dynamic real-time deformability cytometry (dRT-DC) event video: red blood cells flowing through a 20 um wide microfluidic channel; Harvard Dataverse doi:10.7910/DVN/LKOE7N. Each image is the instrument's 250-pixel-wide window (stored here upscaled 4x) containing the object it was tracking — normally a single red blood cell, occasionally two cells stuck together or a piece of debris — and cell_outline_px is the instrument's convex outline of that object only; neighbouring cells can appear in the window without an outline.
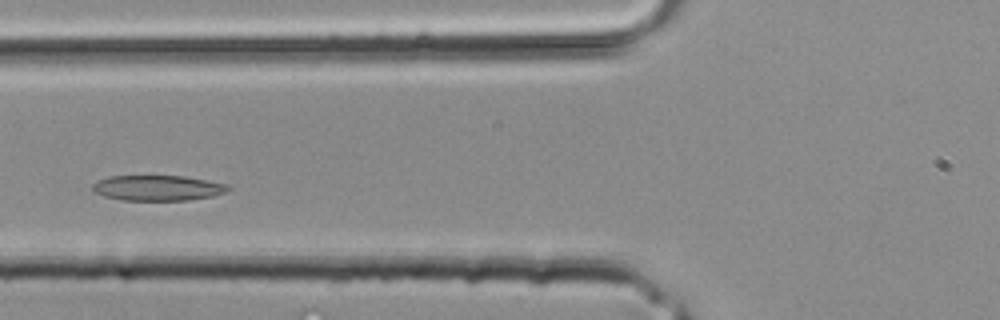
{"species": "common noctule bat (a hibernating species)", "species_latin": "Nyctalus noctula", "temperature_condition": "room temperature", "stored_images_in_passage": 28, "camera_frame_rate_fps": 3000, "um_per_image_px": 0.085, "animal": {"sex": "male", "body_mass_g": 20.4}, "frame": {"image": 1, "passage_image": 8, "time_ms": 2.333, "image_size_px": [1000, 320], "cell_outline_px": [[232, 188], [228, 192], [212, 196], [188, 200], [120, 200], [104, 196], [92, 192], [92, 184], [96, 180], [108, 176], [184, 176], [228, 184]], "centroid_in_image_um": [13.39, 15.97], "position_along_channel_um": 112.4, "area_um2": 20.29}}
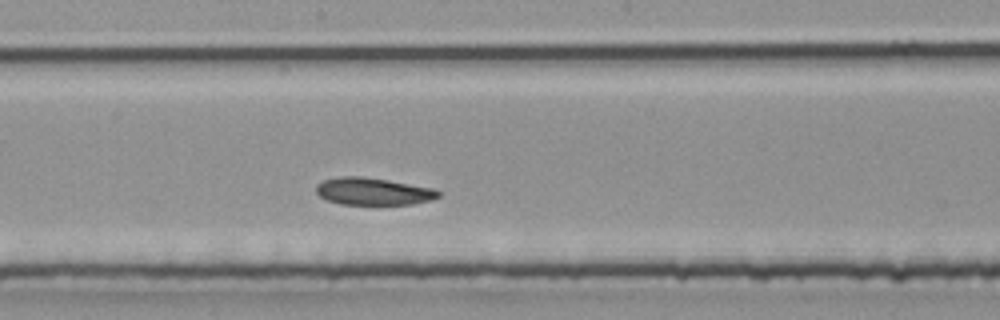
{"frame": {"image": 2, "passage_image": 13, "time_ms": 4.0, "image_size_px": [1000, 320], "cell_outline_px": [[440, 196], [432, 200], [412, 204], [340, 204], [328, 200], [320, 196], [316, 192], [316, 184], [320, 180], [340, 176], [360, 176], [388, 180], [436, 188], [440, 192]], "centroid_in_image_um": [31.72, 16.26], "position_along_channel_um": 216.5, "area_um2": 19.59}}
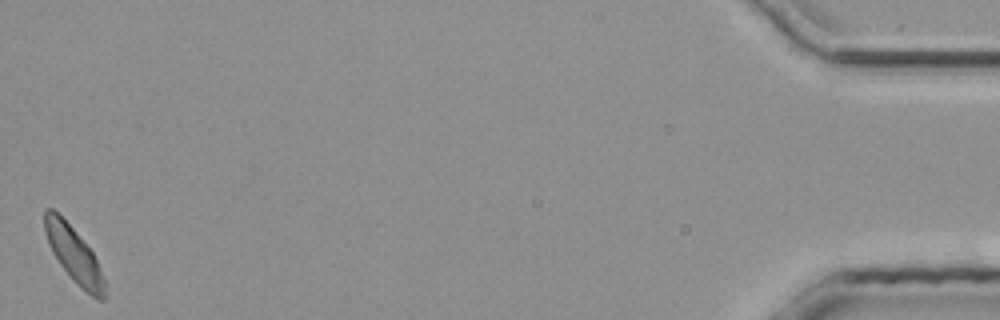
{"frame": {"image": 3, "passage_image": 28, "time_ms": 9.0, "image_size_px": [1000, 320], "cell_outline_px": [[108, 296], [104, 300], [96, 300], [80, 288], [72, 280], [60, 264], [52, 252], [48, 244], [44, 232], [44, 208], [52, 208], [72, 228], [92, 252], [108, 284]], "centroid_in_image_um": [6.33, 21.75], "position_along_channel_um": 428.9, "area_um2": 19.71}}